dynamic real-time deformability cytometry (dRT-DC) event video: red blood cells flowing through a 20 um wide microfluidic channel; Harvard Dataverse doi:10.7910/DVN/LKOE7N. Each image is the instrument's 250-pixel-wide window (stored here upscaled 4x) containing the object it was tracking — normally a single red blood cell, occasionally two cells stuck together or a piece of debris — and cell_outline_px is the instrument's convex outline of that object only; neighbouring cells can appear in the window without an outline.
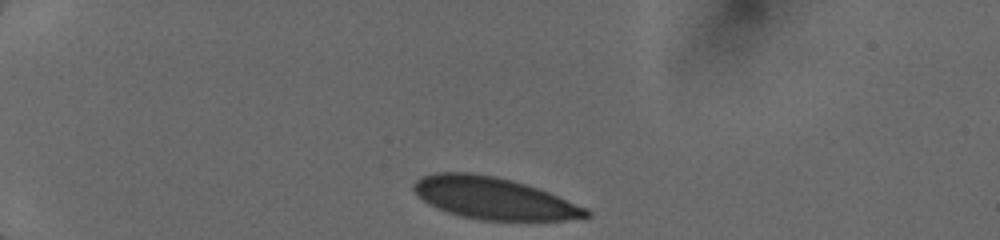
{"species": "human", "species_latin": "Homo sapiens", "temperature_condition": "cold", "stored_images_in_passage": 6, "camera_frame_rate_fps": 3000, "um_per_image_px": 0.085, "donor": {"sex": "female"}, "frame": {"image": 1, "passage_image": 1, "time_ms": 0.0, "image_size_px": [1000, 240], "cell_outline_px": [[592, 216], [584, 220], [480, 220], [460, 216], [436, 208], [428, 204], [416, 196], [412, 188], [412, 184], [416, 180], [424, 176], [436, 172], [468, 172], [496, 176], [512, 180], [548, 192], [588, 208], [592, 212]], "centroid_in_image_um": [41.99, 16.86], "position_along_channel_um": 43.0, "area_um2": 42.54}}
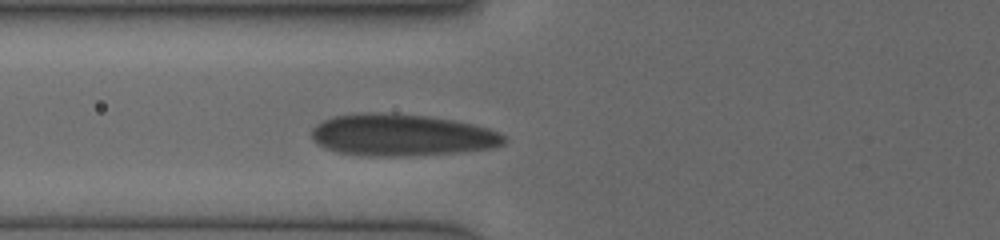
{"frame": {"image": 2, "passage_image": 6, "time_ms": 2.667, "image_size_px": [1000, 240], "cell_outline_px": [[508, 140], [504, 144], [492, 148], [460, 152], [400, 156], [376, 156], [340, 152], [328, 148], [312, 140], [312, 128], [316, 124], [332, 116], [360, 112], [376, 112], [428, 116], [452, 120], [472, 124], [488, 128], [500, 132]], "centroid_in_image_um": [34.17, 11.46], "position_along_channel_um": 91.6, "area_um2": 46.82}}